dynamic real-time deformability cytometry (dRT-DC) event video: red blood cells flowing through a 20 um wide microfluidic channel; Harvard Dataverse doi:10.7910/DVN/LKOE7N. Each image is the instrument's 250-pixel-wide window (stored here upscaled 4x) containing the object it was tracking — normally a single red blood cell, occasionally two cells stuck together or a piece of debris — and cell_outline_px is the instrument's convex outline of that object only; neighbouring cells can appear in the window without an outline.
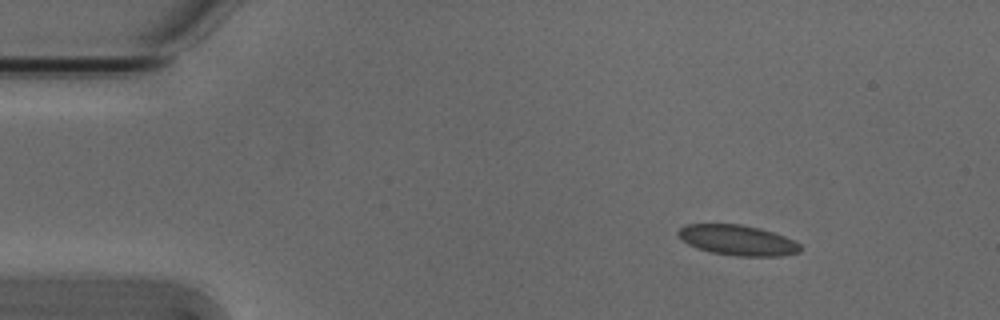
{"species": "Egyptian fruit bat (a non-hibernating species)", "species_latin": "Rousettus aegyptiacus", "temperature_condition": "cold", "stored_images_in_passage": 3, "camera_frame_rate_fps": 3000, "um_per_image_px": 0.085, "animal": {"sex": "male"}, "frame": {"image": 1, "passage_image": 1, "time_ms": 0.0, "image_size_px": [1000, 320], "cell_outline_px": [[804, 248], [800, 252], [784, 256], [736, 256], [712, 252], [696, 248], [680, 240], [676, 232], [680, 228], [688, 224], [740, 224], [760, 228], [784, 236], [800, 244]], "centroid_in_image_um": [62.7, 20.42], "position_along_channel_um": 22.3, "area_um2": 21.73}}